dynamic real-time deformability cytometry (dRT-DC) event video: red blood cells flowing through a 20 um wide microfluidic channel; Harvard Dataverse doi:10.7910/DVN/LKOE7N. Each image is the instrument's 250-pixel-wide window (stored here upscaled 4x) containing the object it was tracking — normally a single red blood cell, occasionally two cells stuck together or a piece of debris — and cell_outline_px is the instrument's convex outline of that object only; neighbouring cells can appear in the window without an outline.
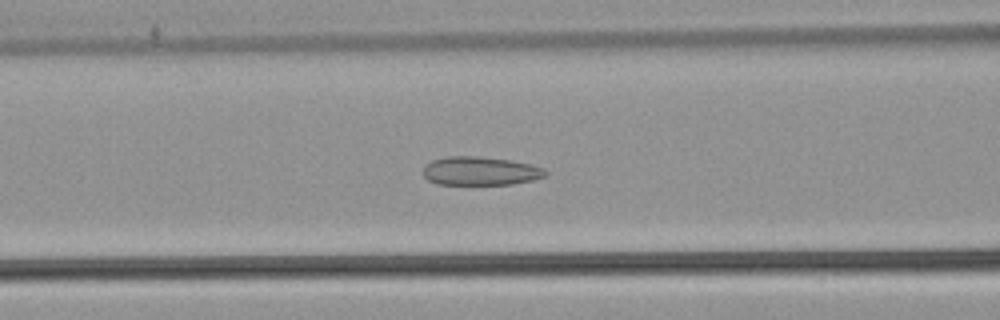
{"species": "common noctule bat (a hibernating species)", "species_latin": "Nyctalus noctula", "temperature_condition": "warm", "stored_images_in_passage": 54, "camera_frame_rate_fps": 3000, "um_per_image_px": 0.085, "animal": {"sex": "male", "body_mass_g": 21.5, "forearm_length_mm": 52.0}, "frame": {"image": 1, "passage_image": 23, "time_ms": 7.333, "image_size_px": [1000, 320], "cell_outline_px": [[548, 172], [544, 176], [532, 180], [512, 184], [436, 184], [428, 180], [424, 176], [424, 168], [432, 160], [448, 156], [476, 156], [512, 160], [532, 164], [544, 168]], "centroid_in_image_um": [40.85, 14.53], "position_along_channel_um": 125.8, "area_um2": 20.35}}
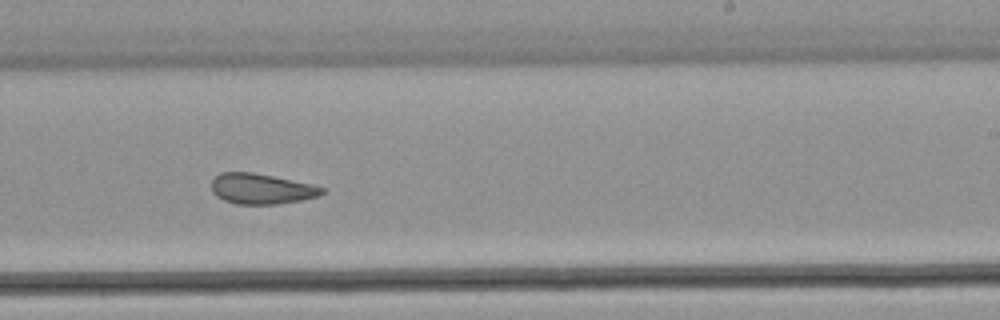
{"frame": {"image": 2, "passage_image": 34, "time_ms": 11.0, "image_size_px": [1000, 320], "cell_outline_px": [[324, 192], [320, 196], [300, 200], [276, 204], [236, 204], [224, 200], [216, 196], [212, 192], [212, 180], [220, 172], [252, 172], [312, 184], [324, 188]], "centroid_in_image_um": [22.2, 16.05], "position_along_channel_um": 266.8, "area_um2": 19.54}}
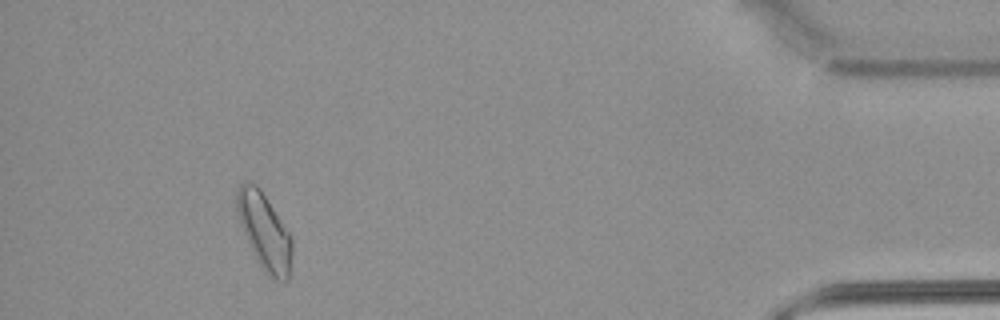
{"frame": {"image": 3, "passage_image": 50, "time_ms": 16.333, "image_size_px": [1000, 320], "cell_outline_px": [[292, 256], [288, 280], [276, 280], [264, 272], [256, 260], [240, 224], [236, 208], [236, 192], [240, 184], [244, 180], [248, 180], [256, 184], [260, 188], [292, 236]], "centroid_in_image_um": [22.47, 19.65], "position_along_channel_um": 412.7, "area_um2": 24.74}, "authors_computed_cell_mechanics": {"area_um2": 22.3108, "velocity_mm_per_s": 3.8519, "shape_relaxation_time_tau1_ms": null, "shape_relaxation_time_tau2_ms": 2.3862, "deformation_change_tau1": null, "deformation_change_tau2": 0.0989}}